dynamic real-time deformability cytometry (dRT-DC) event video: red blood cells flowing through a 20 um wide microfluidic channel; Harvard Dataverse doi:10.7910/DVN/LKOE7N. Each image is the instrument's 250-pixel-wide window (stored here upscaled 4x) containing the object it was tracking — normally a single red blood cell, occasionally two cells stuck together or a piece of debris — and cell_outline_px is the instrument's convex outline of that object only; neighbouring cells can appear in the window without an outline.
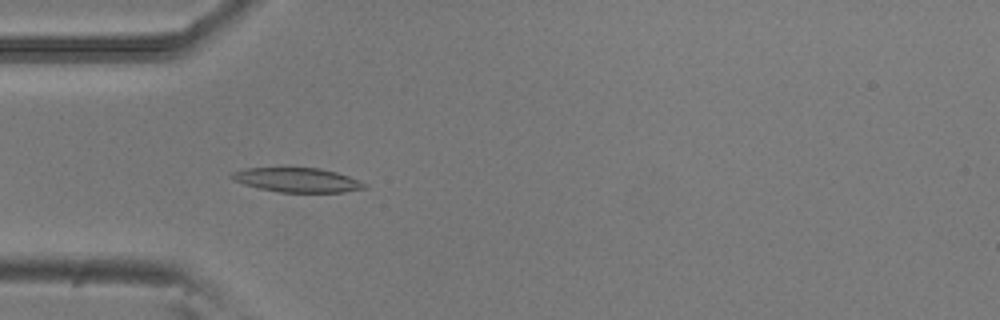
{"species": "common noctule bat (a hibernating species)", "species_latin": "Nyctalus noctula", "temperature_condition": "room temperature", "stored_images_in_passage": 6, "camera_frame_rate_fps": 3000, "um_per_image_px": 0.085, "animal": {"sex": "male", "body_mass_g": 20.5, "forearm_length_mm": 52.5}, "frame": {"image": 1, "passage_image": 4, "time_ms": 1.0, "image_size_px": [1000, 320], "cell_outline_px": [[364, 188], [344, 192], [280, 192], [260, 188], [244, 184], [232, 180], [228, 176], [232, 172], [244, 168], [320, 168], [336, 172], [348, 176], [364, 184]], "centroid_in_image_um": [25.18, 15.29], "position_along_channel_um": 59.8, "area_um2": 18.55}}
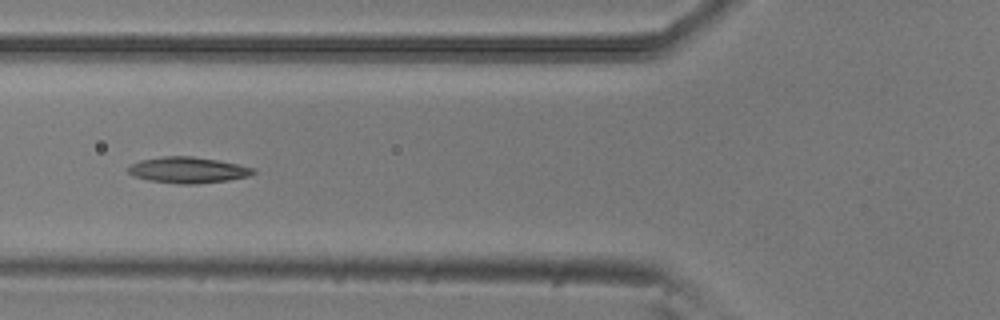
{"frame": {"image": 2, "passage_image": 5, "time_ms": 1.333, "image_size_px": [1000, 320], "cell_outline_px": [[256, 172], [248, 176], [228, 180], [196, 184], [180, 184], [148, 180], [132, 176], [128, 172], [128, 168], [132, 164], [140, 160], [160, 156], [192, 156], [240, 164], [256, 168]], "centroid_in_image_um": [15.98, 14.45], "position_along_channel_um": 109.8, "area_um2": 19.07}}
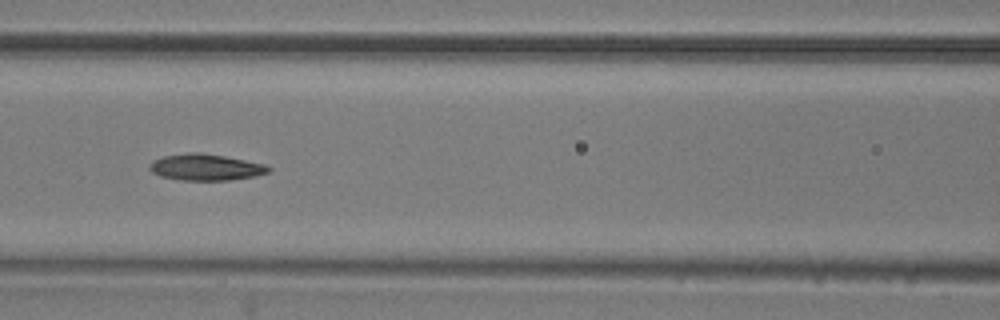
{"frame": {"image": 3, "passage_image": 6, "time_ms": 1.667, "image_size_px": [1000, 320], "cell_outline_px": [[272, 168], [268, 172], [256, 176], [232, 180], [180, 180], [160, 176], [152, 172], [148, 168], [148, 164], [152, 160], [164, 156], [188, 152], [200, 152], [224, 156], [264, 164]], "centroid_in_image_um": [17.45, 14.21], "position_along_channel_um": 149.2, "area_um2": 18.38}}